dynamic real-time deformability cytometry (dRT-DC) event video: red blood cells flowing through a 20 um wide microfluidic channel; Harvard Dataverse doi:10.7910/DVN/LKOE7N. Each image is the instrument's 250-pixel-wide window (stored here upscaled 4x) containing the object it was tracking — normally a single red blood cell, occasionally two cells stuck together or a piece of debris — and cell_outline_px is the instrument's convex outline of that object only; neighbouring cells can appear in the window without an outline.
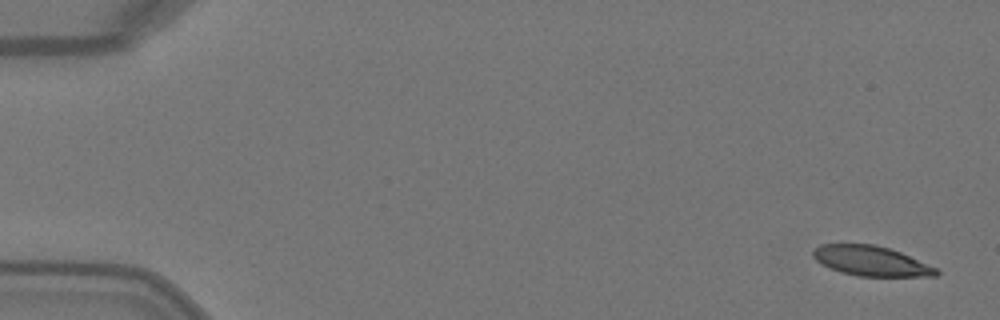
{"species": "Egyptian fruit bat (a non-hibernating species)", "species_latin": "Rousettus aegyptiacus", "temperature_condition": "warm", "stored_images_in_passage": 8, "camera_frame_rate_fps": 3000, "um_per_image_px": 0.085, "animal": {"sex": "female"}, "frame": {"image": 1, "passage_image": 1, "time_ms": 0.0, "image_size_px": [1000, 320], "cell_outline_px": [[940, 272], [936, 276], [856, 276], [840, 272], [820, 264], [812, 256], [812, 252], [820, 244], [876, 244], [900, 252], [936, 268]], "centroid_in_image_um": [74.0, 22.18], "position_along_channel_um": 11.0, "area_um2": 21.39}}
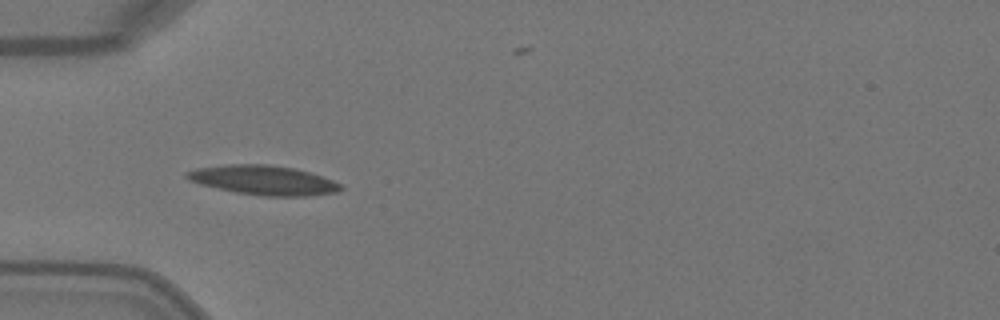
{"frame": {"image": 2, "passage_image": 4, "time_ms": 1.0, "image_size_px": [1000, 320], "cell_outline_px": [[344, 188], [336, 192], [304, 196], [264, 196], [236, 192], [200, 184], [188, 180], [184, 176], [184, 172], [196, 168], [228, 164], [268, 164], [296, 168], [332, 180], [340, 184]], "centroid_in_image_um": [22.35, 15.3], "position_along_channel_um": 62.6, "area_um2": 26.3}}
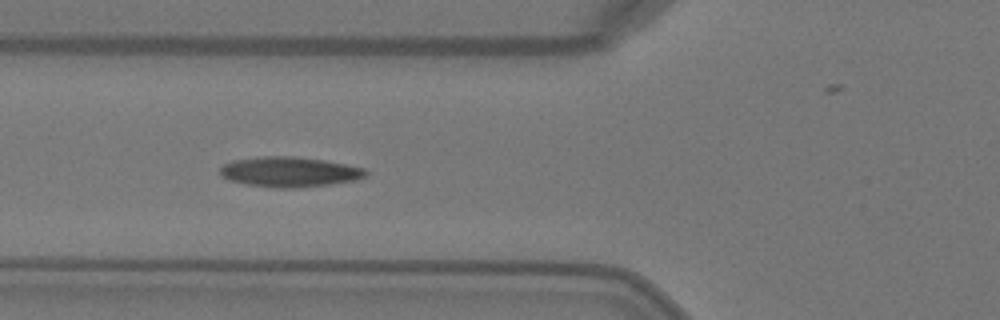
{"frame": {"image": 3, "passage_image": 5, "time_ms": 1.333, "image_size_px": [1000, 320], "cell_outline_px": [[368, 176], [356, 180], [328, 184], [292, 188], [276, 188], [244, 184], [228, 180], [220, 176], [220, 168], [224, 164], [232, 160], [264, 156], [296, 156], [324, 160], [364, 168], [368, 172]], "centroid_in_image_um": [24.58, 14.61], "position_along_channel_um": 101.2, "area_um2": 25.66}}